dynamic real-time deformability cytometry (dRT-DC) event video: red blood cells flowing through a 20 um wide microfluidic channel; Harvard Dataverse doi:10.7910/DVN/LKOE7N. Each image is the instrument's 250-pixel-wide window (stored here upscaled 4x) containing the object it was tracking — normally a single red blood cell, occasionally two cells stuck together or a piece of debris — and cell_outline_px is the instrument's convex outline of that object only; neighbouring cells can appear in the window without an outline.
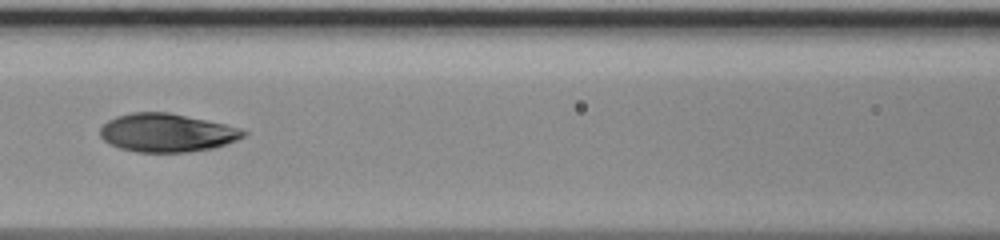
{"species": "human", "species_latin": "Homo sapiens", "temperature_condition": "room temperature", "stored_images_in_passage": 44, "segment_of_instrument_passage": [2, 2], "camera_frame_rate_fps": 3000, "um_per_image_px": 0.085, "donor": {"sex": "male"}, "frame": {"image": 1, "passage_image": 22, "time_ms": 7.0, "image_size_px": [1000, 240], "cell_outline_px": [[248, 132], [244, 136], [236, 140], [216, 148], [188, 152], [136, 152], [120, 148], [104, 140], [100, 136], [100, 128], [108, 120], [116, 116], [132, 112], [168, 112], [224, 124], [240, 128]], "centroid_in_image_um": [14.18, 11.29], "position_along_channel_um": 152.4, "area_um2": 31.96}}
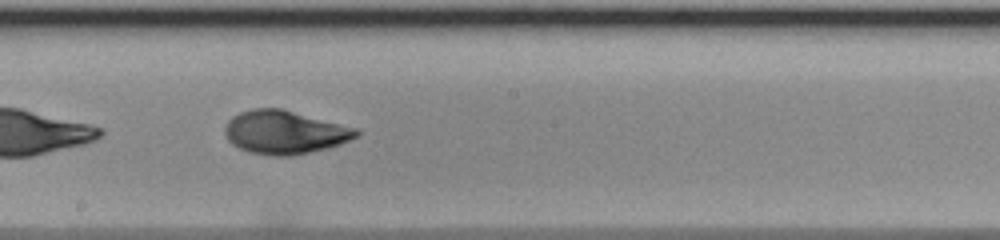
{"frame": {"image": 2, "passage_image": 27, "time_ms": 8.667, "image_size_px": [1000, 240], "cell_outline_px": [[360, 132], [356, 136], [340, 144], [328, 148], [292, 156], [276, 156], [248, 152], [232, 144], [228, 140], [224, 132], [224, 128], [228, 120], [232, 116], [240, 112], [252, 108], [280, 108], [360, 128]], "centroid_in_image_um": [24.2, 11.23], "position_along_channel_um": 224.0, "area_um2": 33.41}}
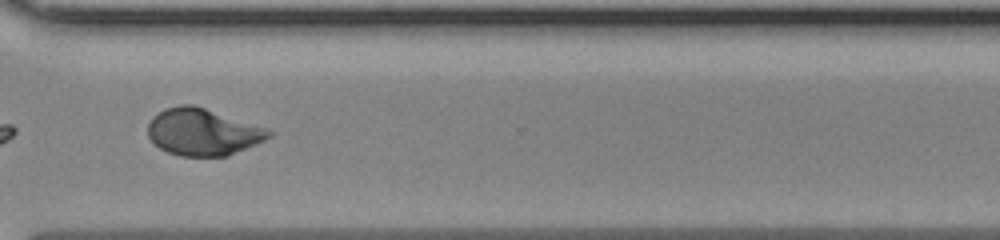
{"frame": {"image": 3, "passage_image": 36, "time_ms": 11.667, "image_size_px": [1000, 240], "cell_outline_px": [[272, 136], [256, 144], [228, 156], [180, 156], [168, 152], [160, 148], [148, 136], [148, 124], [152, 116], [164, 108], [180, 104], [192, 104], [264, 128], [272, 132]], "centroid_in_image_um": [17.19, 11.22], "position_along_channel_um": 353.4, "area_um2": 32.66}}